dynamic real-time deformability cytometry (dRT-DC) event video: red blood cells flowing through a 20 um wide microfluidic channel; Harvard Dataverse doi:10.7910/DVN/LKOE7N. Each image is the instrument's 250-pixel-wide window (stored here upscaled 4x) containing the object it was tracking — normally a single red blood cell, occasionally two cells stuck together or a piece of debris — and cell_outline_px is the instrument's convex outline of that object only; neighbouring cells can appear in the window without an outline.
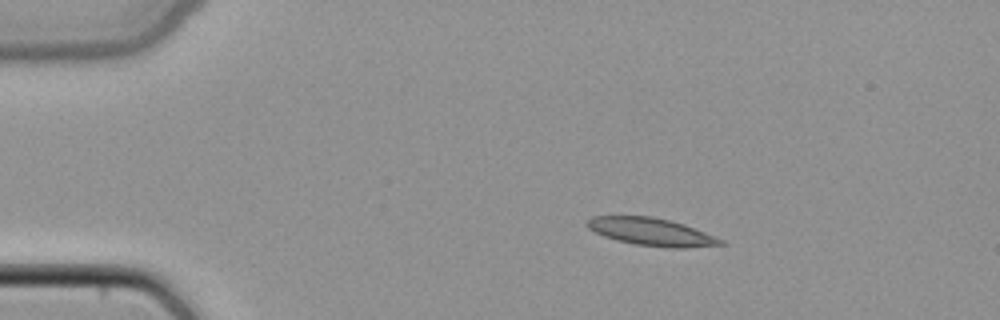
{"species": "common noctule bat (a hibernating species)", "species_latin": "Nyctalus noctula", "temperature_condition": "cold", "stored_images_in_passage": 40, "camera_frame_rate_fps": 3000, "um_per_image_px": 0.085, "animal": {"sex": "female", "body_mass_g": 22.7, "forearm_length_mm": 54.2}, "frame": {"image": 1, "passage_image": 1, "time_ms": 0.0, "image_size_px": [1000, 320], "cell_outline_px": [[728, 244], [684, 248], [668, 248], [636, 244], [616, 240], [604, 236], [588, 228], [584, 224], [592, 216], [652, 216], [684, 224], [724, 240]], "centroid_in_image_um": [55.37, 19.71], "position_along_channel_um": 29.6, "area_um2": 21.44}}
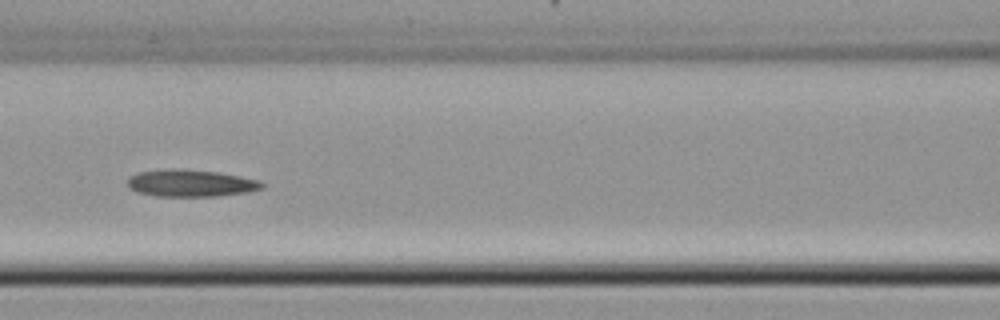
{"frame": {"image": 2, "passage_image": 14, "time_ms": 4.333, "image_size_px": [1000, 320], "cell_outline_px": [[264, 188], [244, 192], [216, 196], [156, 196], [136, 192], [128, 188], [128, 180], [132, 176], [140, 172], [220, 172], [260, 180], [264, 184]], "centroid_in_image_um": [16.28, 15.63], "position_along_channel_um": 150.3, "area_um2": 19.94}}
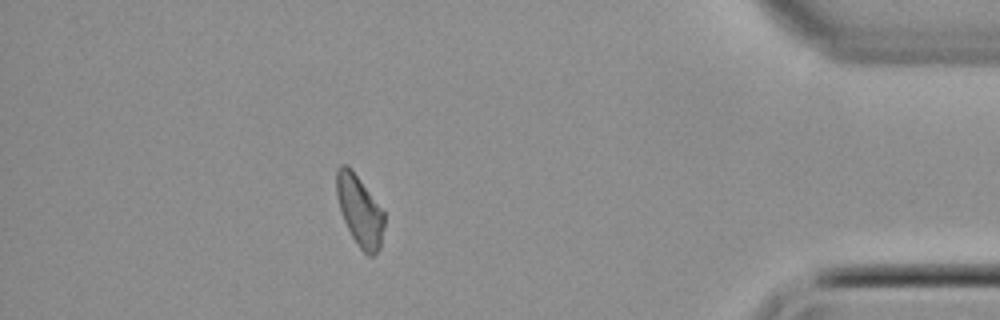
{"frame": {"image": 3, "passage_image": 35, "time_ms": 11.333, "image_size_px": [1000, 320], "cell_outline_px": [[384, 228], [380, 248], [372, 256], [368, 256], [356, 244], [344, 220], [336, 196], [336, 168], [340, 164], [344, 164], [352, 168], [384, 212]], "centroid_in_image_um": [30.56, 17.89], "position_along_channel_um": 404.6, "area_um2": 19.59}}